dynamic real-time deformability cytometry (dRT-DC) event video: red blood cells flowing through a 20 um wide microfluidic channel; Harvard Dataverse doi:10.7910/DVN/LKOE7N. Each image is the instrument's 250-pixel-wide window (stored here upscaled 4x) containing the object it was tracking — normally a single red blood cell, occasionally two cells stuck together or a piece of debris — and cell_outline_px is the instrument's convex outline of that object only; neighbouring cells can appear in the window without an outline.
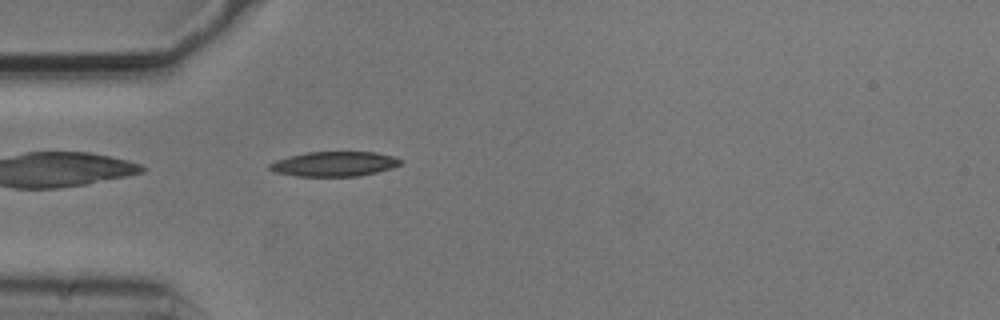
{"species": "common noctule bat (a hibernating species)", "species_latin": "Nyctalus noctula", "temperature_condition": "cold", "stored_images_in_passage": 2, "camera_frame_rate_fps": 3000, "um_per_image_px": 0.085, "animal": {"sex": "male", "body_mass_g": 20.5, "forearm_length_mm": 52.5}, "frame": {"image": 1, "passage_image": 2, "time_ms": 0.333, "image_size_px": [1000, 320], "cell_outline_px": [[400, 164], [392, 168], [360, 176], [296, 176], [276, 172], [268, 168], [268, 164], [276, 160], [288, 156], [308, 152], [376, 152], [392, 156], [400, 160]], "centroid_in_image_um": [28.38, 13.93], "position_along_channel_um": 56.6, "area_um2": 18.79}}